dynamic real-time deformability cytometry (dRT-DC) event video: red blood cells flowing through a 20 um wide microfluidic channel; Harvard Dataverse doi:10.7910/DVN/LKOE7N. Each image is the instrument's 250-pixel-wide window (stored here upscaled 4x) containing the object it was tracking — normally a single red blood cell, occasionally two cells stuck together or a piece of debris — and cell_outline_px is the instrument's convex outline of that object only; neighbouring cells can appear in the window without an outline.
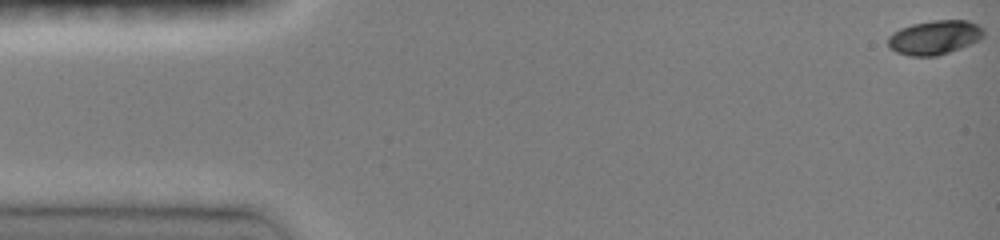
{"species": "common noctule bat (a hibernating species)", "species_latin": "Nyctalus noctula", "temperature_condition": "room temperature", "stored_images_in_passage": 45, "camera_frame_rate_fps": 3000, "um_per_image_px": 0.085, "animal": {"sex": "female", "body_mass_g": 19.0, "forearm_length_mm": 51.5}, "frame": {"image": 1, "passage_image": 1, "time_ms": 0.0, "image_size_px": [1000, 240], "cell_outline_px": [[984, 36], [980, 40], [960, 48], [936, 56], [908, 56], [896, 52], [888, 48], [888, 36], [892, 32], [900, 28], [912, 24], [932, 20], [968, 20], [984, 28]], "centroid_in_image_um": [79.42, 3.18], "position_along_channel_um": 5.6, "area_um2": 19.25}}
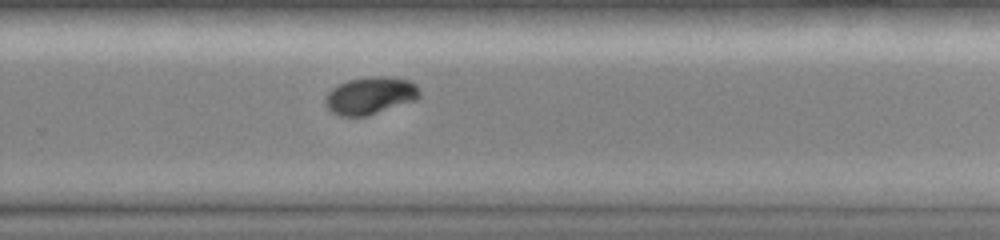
{"frame": {"image": 2, "passage_image": 32, "time_ms": 10.333, "image_size_px": [1000, 240], "cell_outline_px": [[420, 96], [416, 100], [364, 116], [340, 116], [332, 112], [324, 104], [324, 96], [332, 88], [348, 80], [368, 76], [392, 76], [408, 80], [416, 84], [420, 92]], "centroid_in_image_um": [31.46, 8.1], "position_along_channel_um": 298.3, "area_um2": 20.58}}
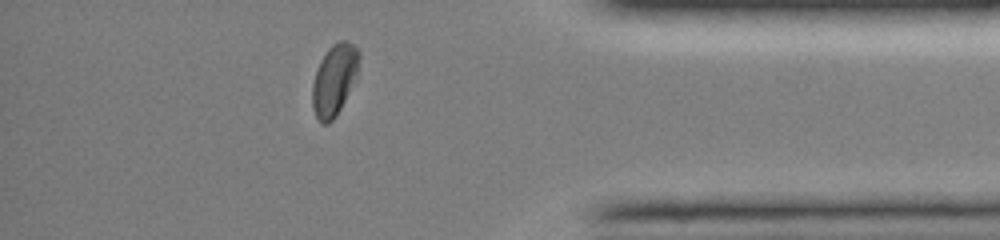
{"frame": {"image": 3, "passage_image": 41, "time_ms": 13.333, "image_size_px": [1000, 240], "cell_outline_px": [[360, 56], [356, 76], [336, 116], [328, 124], [320, 124], [312, 108], [312, 84], [320, 60], [328, 48], [332, 44], [340, 40], [344, 40], [352, 44], [360, 52]], "centroid_in_image_um": [28.39, 6.78], "position_along_channel_um": 406.8, "area_um2": 19.19}, "authors_computed_cell_mechanics": {"area_um2": 20.3456, "velocity_mm_per_s": 4.0979, "shape_relaxation_time_tau1_ms": 5.4814, "shape_relaxation_time_tau2_ms": 2.1586, "deformation_change_tau1": 0.1842, "deformation_change_tau2": 0.0226}}